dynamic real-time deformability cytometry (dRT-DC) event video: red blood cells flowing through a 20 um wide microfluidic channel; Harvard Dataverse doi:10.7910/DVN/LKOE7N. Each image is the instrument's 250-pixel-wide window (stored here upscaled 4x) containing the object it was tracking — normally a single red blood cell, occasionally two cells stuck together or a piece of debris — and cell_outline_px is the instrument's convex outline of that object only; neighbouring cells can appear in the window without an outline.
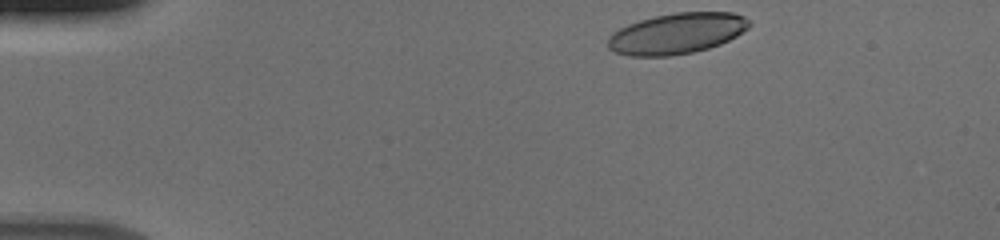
{"species": "human", "species_latin": "Homo sapiens", "temperature_condition": "cold", "stored_images_in_passage": 39, "camera_frame_rate_fps": 3000, "um_per_image_px": 0.085, "donor": {"sex": "male"}, "frame": {"image": 1, "passage_image": 1, "time_ms": 0.0, "image_size_px": [1000, 240], "cell_outline_px": [[752, 24], [748, 28], [736, 36], [720, 44], [708, 48], [692, 52], [668, 56], [628, 56], [616, 52], [608, 48], [608, 36], [612, 32], [628, 24], [640, 20], [656, 16], [676, 12], [732, 12], [744, 16]], "centroid_in_image_um": [57.52, 2.84], "position_along_channel_um": 27.5, "area_um2": 33.58}}
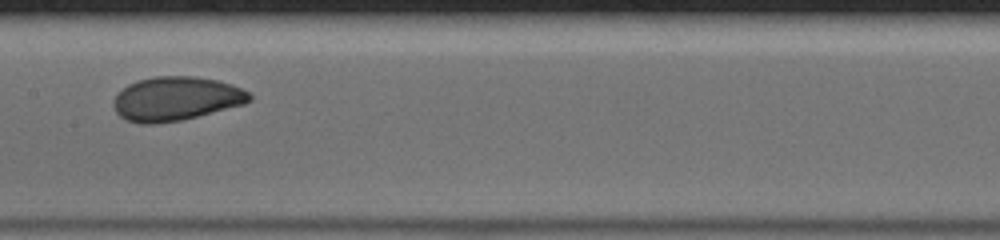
{"frame": {"image": 2, "passage_image": 20, "time_ms": 6.333, "image_size_px": [1000, 240], "cell_outline_px": [[252, 100], [244, 104], [180, 120], [156, 124], [140, 124], [124, 120], [116, 112], [112, 104], [112, 100], [128, 84], [136, 80], [156, 76], [192, 76], [216, 80], [232, 84], [248, 92], [252, 96]], "centroid_in_image_um": [14.92, 8.39], "position_along_channel_um": 192.5, "area_um2": 34.8}}
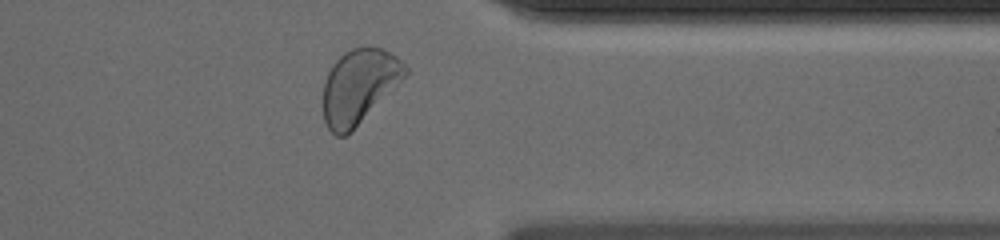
{"frame": {"image": 3, "passage_image": 35, "time_ms": 11.333, "image_size_px": [1000, 240], "cell_outline_px": [[408, 72], [352, 132], [344, 136], [336, 136], [328, 128], [324, 120], [324, 80], [332, 64], [344, 52], [352, 48], [364, 44], [368, 44], [380, 48], [396, 56], [408, 68]], "centroid_in_image_um": [30.49, 7.31], "position_along_channel_um": 380.9, "area_um2": 35.37}}